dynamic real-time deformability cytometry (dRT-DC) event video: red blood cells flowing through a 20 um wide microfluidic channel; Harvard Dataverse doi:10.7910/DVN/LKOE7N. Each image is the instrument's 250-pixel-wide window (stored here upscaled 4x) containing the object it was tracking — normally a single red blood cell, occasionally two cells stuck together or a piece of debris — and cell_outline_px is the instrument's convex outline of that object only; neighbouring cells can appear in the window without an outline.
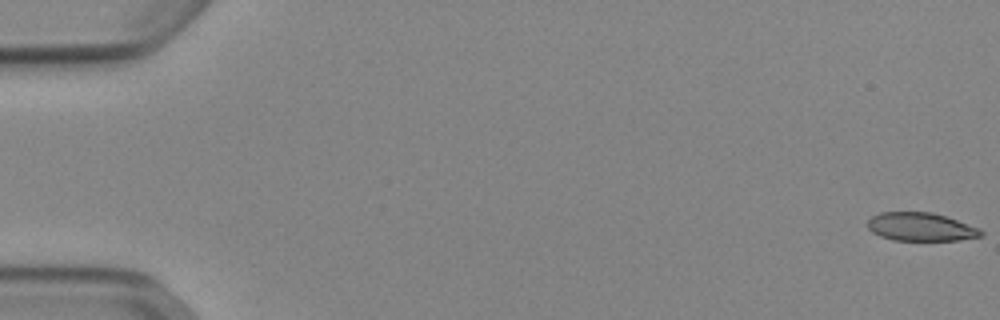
{"species": "Egyptian fruit bat (a non-hibernating species)", "species_latin": "Rousettus aegyptiacus", "temperature_condition": "cold", "stored_images_in_passage": 53, "camera_frame_rate_fps": 3000, "um_per_image_px": 0.085, "animal": {"sex": "female"}, "frame": {"image": 1, "passage_image": 1, "time_ms": 0.0, "image_size_px": [1000, 320], "cell_outline_px": [[984, 236], [960, 240], [892, 240], [880, 236], [872, 232], [868, 228], [868, 220], [872, 216], [880, 212], [932, 212], [980, 228], [984, 232]], "centroid_in_image_um": [78.28, 19.29], "position_along_channel_um": 6.7, "area_um2": 18.73}}
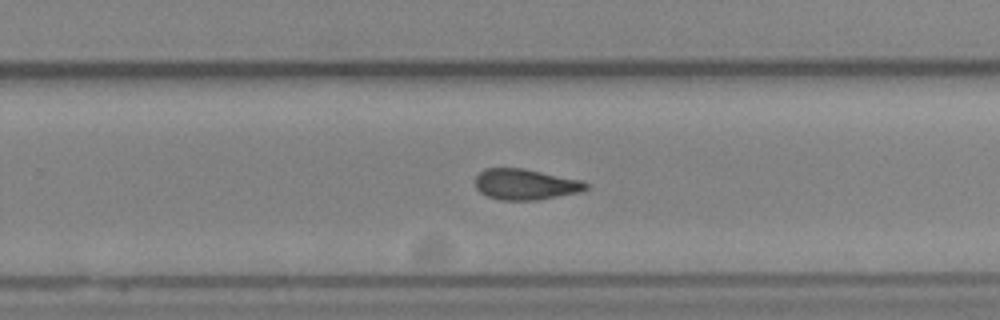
{"frame": {"image": 2, "passage_image": 35, "time_ms": 11.333, "image_size_px": [1000, 320], "cell_outline_px": [[588, 188], [580, 192], [536, 200], [500, 200], [488, 196], [480, 192], [476, 188], [476, 176], [484, 168], [524, 168], [580, 180], [588, 184]], "centroid_in_image_um": [44.64, 15.67], "position_along_channel_um": 285.2, "area_um2": 19.77}}
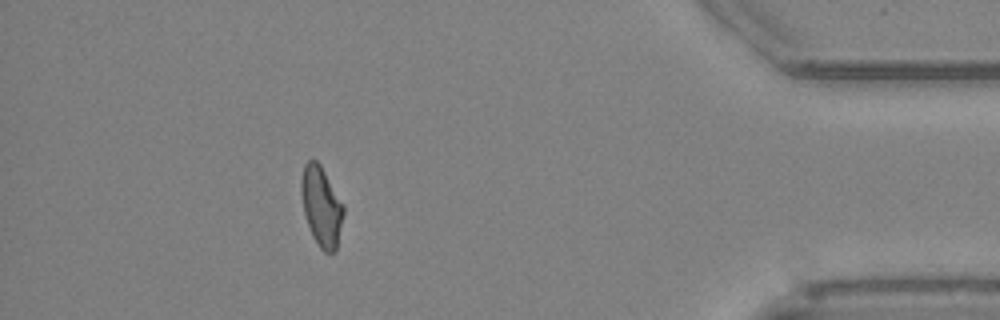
{"frame": {"image": 3, "passage_image": 48, "time_ms": 15.667, "image_size_px": [1000, 320], "cell_outline_px": [[344, 216], [336, 252], [324, 252], [320, 248], [312, 236], [304, 212], [300, 192], [300, 184], [304, 164], [308, 160], [316, 160], [320, 164], [344, 204]], "centroid_in_image_um": [27.33, 17.55], "position_along_channel_um": 407.9, "area_um2": 19.83}, "authors_computed_cell_mechanics": {"area_um2": 20.0566, "velocity_mm_per_s": 3.8971, "shape_relaxation_time_tau1_ms": null, "shape_relaxation_time_tau2_ms": 3.9469, "deformation_change_tau1": null, "deformation_change_tau2": 0.1049}}